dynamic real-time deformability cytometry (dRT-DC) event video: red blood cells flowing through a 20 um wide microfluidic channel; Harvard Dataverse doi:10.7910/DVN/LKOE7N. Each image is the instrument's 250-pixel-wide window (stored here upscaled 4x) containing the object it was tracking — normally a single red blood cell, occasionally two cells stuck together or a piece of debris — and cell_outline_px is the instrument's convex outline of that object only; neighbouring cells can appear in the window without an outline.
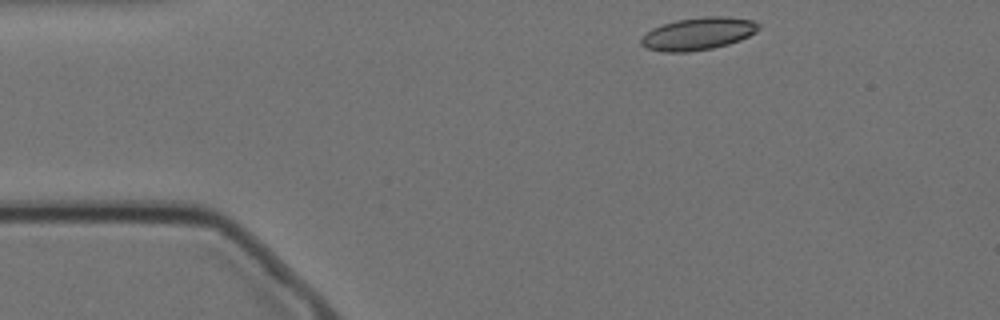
{"species": "Egyptian fruit bat (a non-hibernating species)", "species_latin": "Rousettus aegyptiacus", "temperature_condition": "cold", "stored_images_in_passage": 49, "camera_frame_rate_fps": 3000, "um_per_image_px": 0.085, "animal": {"sex": "female"}, "frame": {"image": 1, "passage_image": 1, "time_ms": 0.0, "image_size_px": [1000, 320], "cell_outline_px": [[760, 28], [756, 32], [740, 40], [728, 44], [712, 48], [688, 52], [664, 52], [648, 48], [640, 44], [640, 40], [652, 28], [676, 20], [704, 16], [724, 16], [752, 20], [760, 24]], "centroid_in_image_um": [59.37, 2.86], "position_along_channel_um": 25.6, "area_um2": 22.14}}
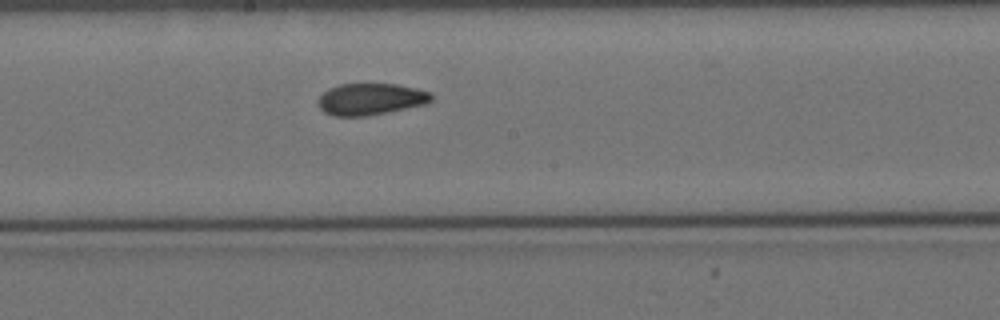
{"frame": {"image": 2, "passage_image": 22, "time_ms": 7.0, "image_size_px": [1000, 320], "cell_outline_px": [[432, 100], [424, 104], [388, 112], [368, 116], [332, 116], [324, 112], [320, 108], [316, 100], [328, 88], [340, 84], [396, 84], [416, 88], [432, 92]], "centroid_in_image_um": [31.48, 8.43], "position_along_channel_um": 216.7, "area_um2": 20.98}}
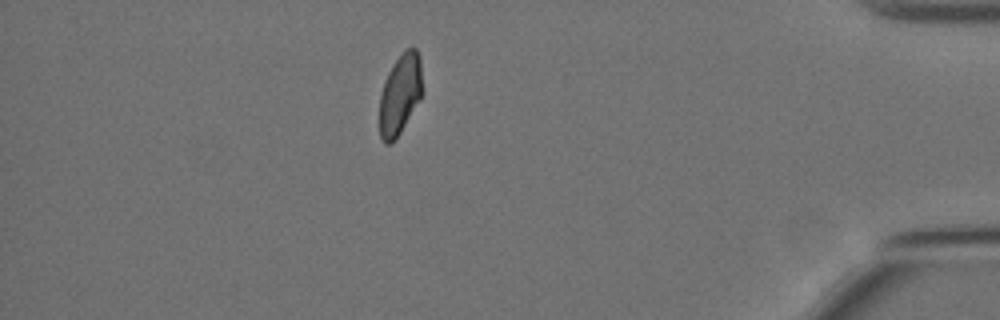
{"frame": {"image": 3, "passage_image": 42, "time_ms": 13.667, "image_size_px": [1000, 320], "cell_outline_px": [[420, 100], [400, 132], [392, 144], [384, 144], [380, 136], [380, 92], [384, 80], [392, 64], [408, 48], [416, 48], [420, 56]], "centroid_in_image_um": [33.97, 8.05], "position_along_channel_um": 401.2, "area_um2": 19.71}, "authors_computed_cell_mechanics": {"area_um2": 21.3282, "velocity_mm_per_s": 3.4973, "shape_relaxation_time_tau1_ms": 11.3494, "shape_relaxation_time_tau2_ms": 2.1118, "deformation_change_tau1": 0.1815, "deformation_change_tau2": 0.0724}}